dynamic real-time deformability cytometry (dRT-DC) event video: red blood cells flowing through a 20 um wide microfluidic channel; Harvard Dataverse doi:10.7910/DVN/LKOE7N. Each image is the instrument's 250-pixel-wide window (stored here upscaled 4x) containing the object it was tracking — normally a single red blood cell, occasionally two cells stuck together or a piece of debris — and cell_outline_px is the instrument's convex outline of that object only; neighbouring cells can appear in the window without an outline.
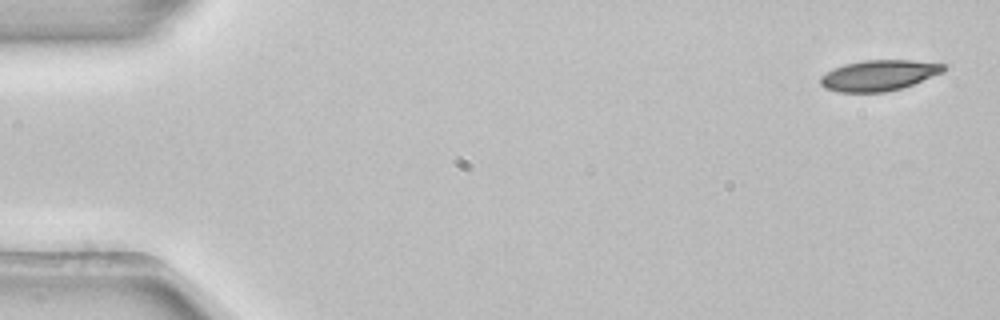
{"species": "common noctule bat (a hibernating species)", "species_latin": "Nyctalus noctula", "temperature_condition": "room temperature", "stored_images_in_passage": 5, "camera_frame_rate_fps": 3000, "um_per_image_px": 0.085, "animal": {"sex": "female", "body_mass_g": 22.7, "forearm_length_mm": 54.2}, "frame": {"image": 1, "passage_image": 1, "time_ms": 0.0, "image_size_px": [1000, 320], "cell_outline_px": [[948, 68], [944, 72], [912, 84], [900, 88], [884, 92], [836, 92], [824, 88], [820, 84], [820, 76], [832, 68], [844, 64], [864, 60], [912, 60], [944, 64]], "centroid_in_image_um": [74.67, 6.4], "position_along_channel_um": 10.3, "area_um2": 22.14}}